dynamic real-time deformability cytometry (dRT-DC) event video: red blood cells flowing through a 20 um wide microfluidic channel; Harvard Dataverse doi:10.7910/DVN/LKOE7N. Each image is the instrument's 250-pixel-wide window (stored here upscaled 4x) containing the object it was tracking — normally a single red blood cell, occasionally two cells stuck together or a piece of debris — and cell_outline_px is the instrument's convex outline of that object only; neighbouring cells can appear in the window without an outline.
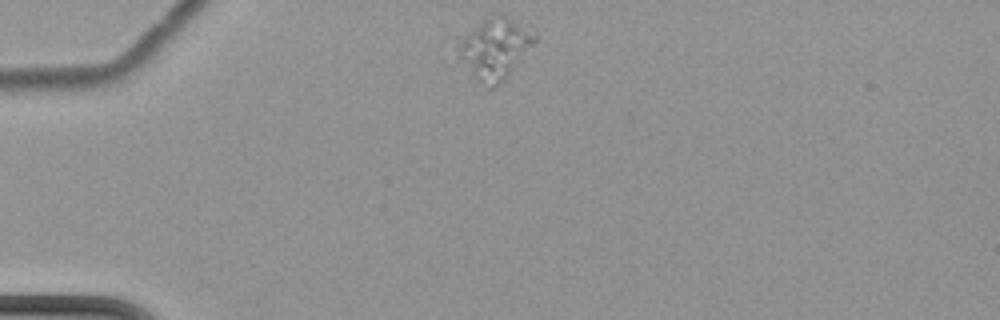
{"species": "common noctule bat (a hibernating species)", "species_latin": "Nyctalus noctula", "temperature_condition": "cold", "stored_images_in_passage": 2, "camera_frame_rate_fps": 3000, "um_per_image_px": 0.085, "animal": {"sex": "female", "body_mass_g": 22.7, "forearm_length_mm": 54.2}, "frame": {"image": 1, "passage_image": 1, "time_ms": 0.0, "image_size_px": [1000, 320], "cell_outline_px": [[536, 40], [508, 76], [500, 84], [488, 92], [456, 60], [456, 44], [460, 40], [488, 16], [504, 16], [536, 36]], "centroid_in_image_um": [41.95, 4.26], "position_along_channel_um": 43.1, "area_um2": 26.82}}